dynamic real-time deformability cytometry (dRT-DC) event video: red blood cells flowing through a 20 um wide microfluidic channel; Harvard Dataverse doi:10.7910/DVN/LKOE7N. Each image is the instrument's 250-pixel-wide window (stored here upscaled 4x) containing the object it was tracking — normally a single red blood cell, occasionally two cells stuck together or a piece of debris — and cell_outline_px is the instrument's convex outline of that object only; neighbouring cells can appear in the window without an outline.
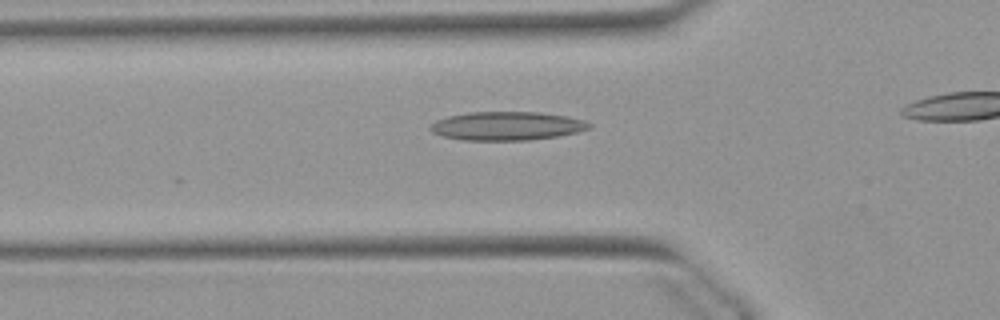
{"species": "Egyptian fruit bat (a non-hibernating species)", "species_latin": "Rousettus aegyptiacus", "temperature_condition": "warm", "stored_images_in_passage": 13, "camera_frame_rate_fps": 3000, "um_per_image_px": 0.085, "animal": {"sex": "female"}, "frame": {"image": 1, "passage_image": 3, "time_ms": 0.667, "image_size_px": [1000, 320], "cell_outline_px": [[592, 128], [576, 132], [556, 136], [528, 140], [464, 140], [444, 136], [432, 132], [428, 128], [436, 120], [448, 116], [468, 112], [540, 112], [568, 116], [588, 120], [592, 124]], "centroid_in_image_um": [43.13, 10.69], "position_along_channel_um": 82.7, "area_um2": 26.59}}
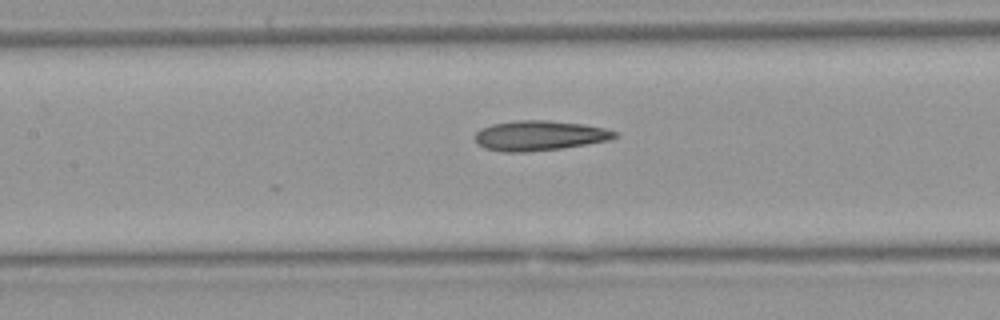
{"frame": {"image": 2, "passage_image": 9, "time_ms": 2.667, "image_size_px": [1000, 320], "cell_outline_px": [[620, 136], [608, 140], [564, 148], [528, 152], [504, 152], [484, 148], [476, 144], [476, 132], [480, 128], [492, 124], [516, 120], [548, 120], [584, 124], [604, 128], [620, 132]], "centroid_in_image_um": [45.87, 11.52], "position_along_channel_um": 161.5, "area_um2": 24.68}}
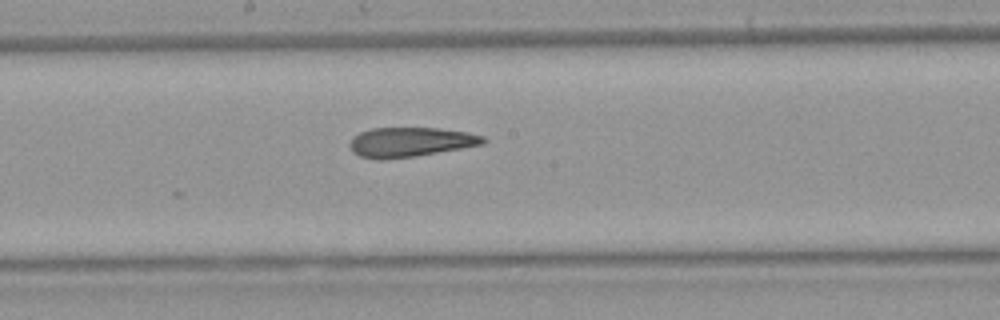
{"frame": {"image": 3, "passage_image": 13, "time_ms": 4.0, "image_size_px": [1000, 320], "cell_outline_px": [[488, 140], [484, 144], [416, 156], [380, 160], [360, 156], [352, 152], [348, 144], [352, 136], [360, 132], [372, 128], [440, 128], [468, 132], [484, 136]], "centroid_in_image_um": [34.87, 12.07], "position_along_channel_um": 213.3, "area_um2": 23.18}}